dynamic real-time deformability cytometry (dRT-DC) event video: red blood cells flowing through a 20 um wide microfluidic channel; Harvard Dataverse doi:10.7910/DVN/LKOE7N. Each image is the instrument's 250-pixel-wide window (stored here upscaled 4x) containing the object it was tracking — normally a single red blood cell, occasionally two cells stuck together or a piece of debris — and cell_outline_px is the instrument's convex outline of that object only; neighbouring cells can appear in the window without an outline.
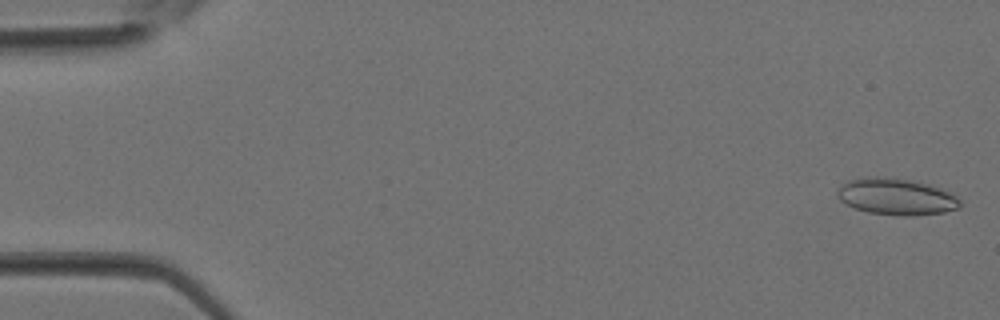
{"species": "Egyptian fruit bat (a non-hibernating species)", "species_latin": "Rousettus aegyptiacus", "temperature_condition": "room temperature", "stored_images_in_passage": 38, "segment_of_instrument_passage": [1, 2], "camera_frame_rate_fps": 3000, "um_per_image_px": 0.085, "animal": {"sex": "female"}, "frame": {"image": 1, "passage_image": 1, "time_ms": 0.0, "image_size_px": [1000, 320], "cell_outline_px": [[960, 204], [956, 208], [944, 212], [912, 216], [904, 216], [868, 212], [856, 208], [840, 200], [836, 196], [836, 192], [840, 184], [848, 180], [876, 176], [908, 180], [928, 184], [940, 188], [956, 196], [960, 200]], "centroid_in_image_um": [76.15, 16.72], "position_along_channel_um": 8.9, "area_um2": 25.84}}
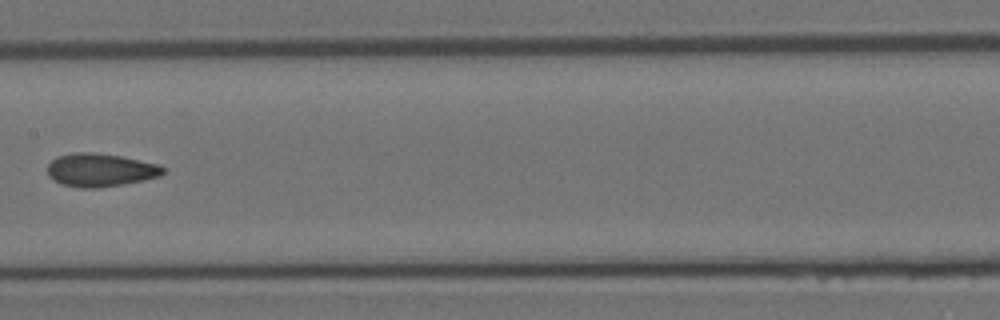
{"frame": {"image": 2, "passage_image": 19, "time_ms": 6.0, "image_size_px": [1000, 320], "cell_outline_px": [[164, 172], [160, 176], [144, 180], [96, 188], [80, 188], [60, 184], [48, 176], [48, 164], [56, 156], [72, 152], [92, 152], [120, 156], [160, 164], [164, 168]], "centroid_in_image_um": [8.5, 14.44], "position_along_channel_um": 198.9, "area_um2": 22.43}}
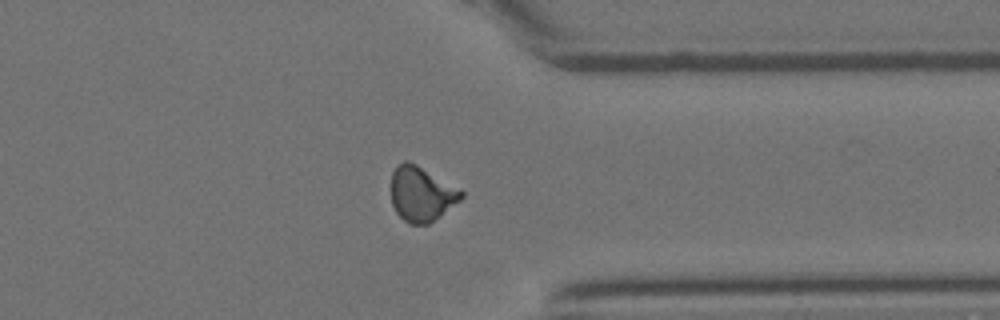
{"frame": {"image": 3, "passage_image": 29, "time_ms": 9.333, "image_size_px": [1000, 320], "cell_outline_px": [[464, 196], [460, 200], [428, 224], [408, 224], [396, 212], [392, 204], [392, 172], [396, 164], [404, 160], [408, 160], [416, 164], [460, 188], [464, 192]], "centroid_in_image_um": [35.81, 16.46], "position_along_channel_um": 375.6, "area_um2": 22.37}}